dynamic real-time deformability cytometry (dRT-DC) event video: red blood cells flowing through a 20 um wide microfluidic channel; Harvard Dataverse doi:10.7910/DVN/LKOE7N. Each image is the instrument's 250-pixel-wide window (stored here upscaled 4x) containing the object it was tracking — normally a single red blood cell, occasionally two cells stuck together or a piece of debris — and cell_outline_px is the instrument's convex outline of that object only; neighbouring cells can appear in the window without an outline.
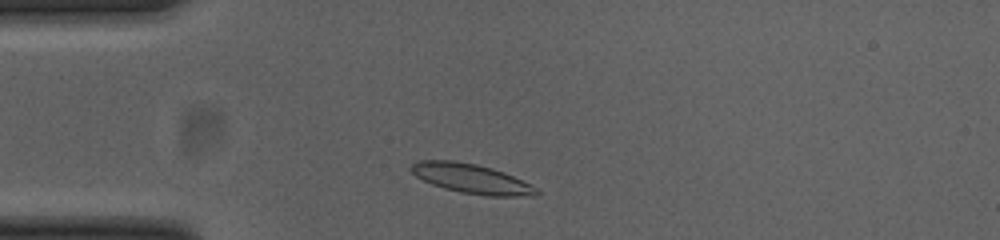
{"species": "common noctule bat (a hibernating species)", "species_latin": "Nyctalus noctula", "temperature_condition": "cold", "stored_images_in_passage": 36, "camera_frame_rate_fps": 3000, "um_per_image_px": 0.085, "animal": {"sex": "female", "body_mass_g": 23.0, "forearm_length_mm": 53.4}, "frame": {"image": 1, "passage_image": 4, "time_ms": 1.0, "image_size_px": [1000, 240], "cell_outline_px": [[540, 192], [536, 196], [488, 196], [460, 192], [444, 188], [432, 184], [416, 176], [408, 168], [412, 164], [420, 160], [452, 160], [476, 164], [492, 168], [504, 172], [532, 184]], "centroid_in_image_um": [40.1, 15.19], "position_along_channel_um": 44.9, "area_um2": 21.62}}
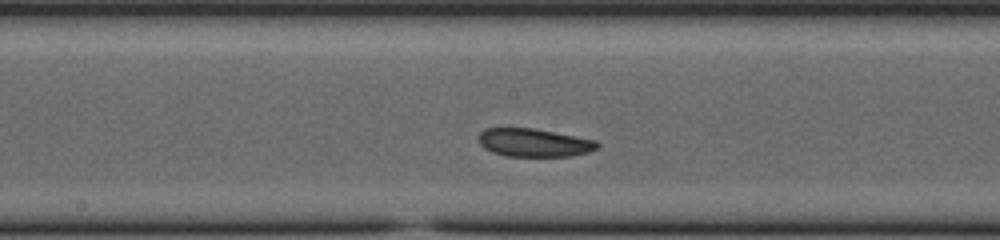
{"frame": {"image": 2, "passage_image": 18, "time_ms": 5.667, "image_size_px": [1000, 240], "cell_outline_px": [[600, 144], [596, 148], [588, 152], [572, 156], [508, 156], [492, 152], [484, 148], [480, 144], [480, 132], [484, 128], [532, 128], [596, 140]], "centroid_in_image_um": [45.39, 12.13], "position_along_channel_um": 202.8, "area_um2": 19.31}}
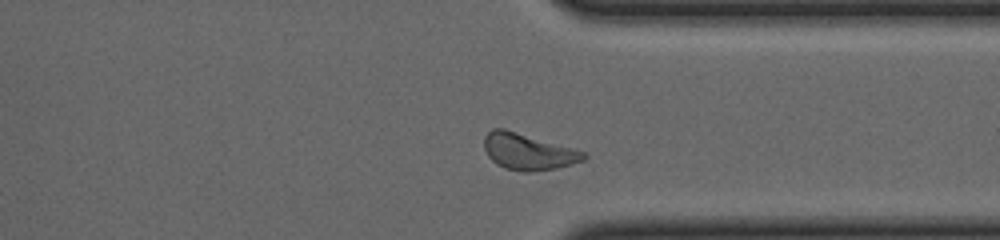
{"frame": {"image": 3, "passage_image": 31, "time_ms": 10.0, "image_size_px": [1000, 240], "cell_outline_px": [[588, 156], [584, 160], [572, 164], [556, 168], [528, 172], [524, 172], [504, 168], [496, 164], [488, 156], [484, 148], [484, 136], [492, 128], [504, 128], [572, 148], [584, 152]], "centroid_in_image_um": [44.86, 12.89], "position_along_channel_um": 366.5, "area_um2": 20.98}, "authors_computed_cell_mechanics": {"area_um2": 20.3167, "velocity_mm_per_s": 3.7844, "shape_relaxation_time_tau1_ms": 10.4305, "shape_relaxation_time_tau2_ms": 4.3266, "deformation_change_tau1": 0.1489, "deformation_change_tau2": 0.1066}}